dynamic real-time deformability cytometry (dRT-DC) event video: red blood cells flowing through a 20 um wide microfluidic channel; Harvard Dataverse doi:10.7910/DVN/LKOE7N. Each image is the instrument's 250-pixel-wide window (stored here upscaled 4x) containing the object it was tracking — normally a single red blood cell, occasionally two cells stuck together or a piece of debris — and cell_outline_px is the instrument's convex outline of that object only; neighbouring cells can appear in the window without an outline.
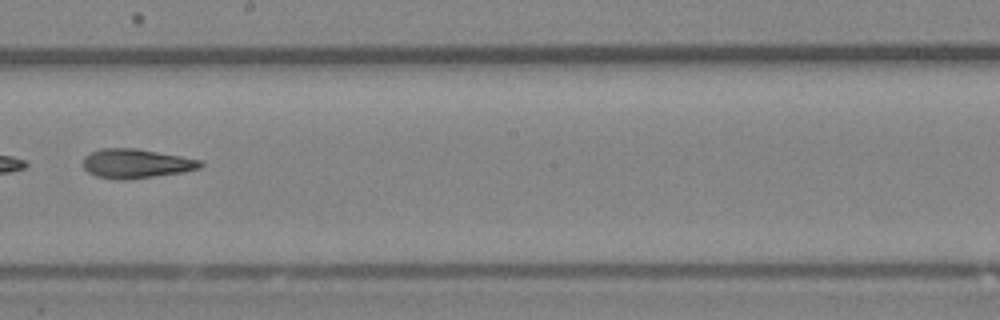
{"species": "Egyptian fruit bat (a non-hibernating species)", "species_latin": "Rousettus aegyptiacus", "temperature_condition": "room temperature", "stored_images_in_passage": 46, "camera_frame_rate_fps": 3000, "um_per_image_px": 0.085, "animal": {"sex": "female"}, "frame": {"image": 1, "passage_image": 27, "time_ms": 8.667, "image_size_px": [1000, 320], "cell_outline_px": [[204, 164], [200, 168], [184, 172], [124, 180], [116, 180], [96, 176], [88, 172], [84, 168], [84, 156], [100, 148], [136, 148], [180, 156], [200, 160]], "centroid_in_image_um": [11.56, 13.9], "position_along_channel_um": 236.6, "area_um2": 19.94}}